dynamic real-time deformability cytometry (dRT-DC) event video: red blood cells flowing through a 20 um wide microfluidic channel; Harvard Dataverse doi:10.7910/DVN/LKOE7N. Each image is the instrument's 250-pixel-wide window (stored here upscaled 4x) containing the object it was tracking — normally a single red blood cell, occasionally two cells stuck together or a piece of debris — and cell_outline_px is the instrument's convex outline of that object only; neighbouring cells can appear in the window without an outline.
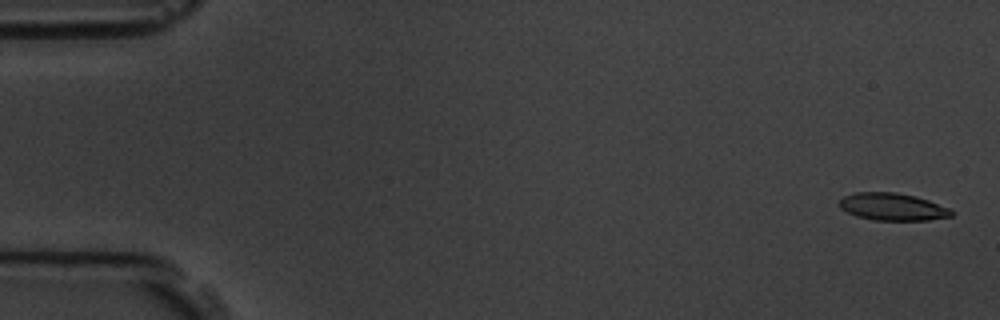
{"species": "common noctule bat (a hibernating species)", "species_latin": "Nyctalus noctula", "temperature_condition": "room temperature", "stored_images_in_passage": 3, "camera_frame_rate_fps": 3000, "um_per_image_px": 0.085, "animal": {"sex": "male", "body_mass_g": 19.5, "forearm_length_mm": 54.6}, "frame": {"image": 1, "passage_image": 1, "time_ms": 0.0, "image_size_px": [1000, 320], "cell_outline_px": [[956, 212], [952, 216], [928, 220], [876, 220], [856, 216], [840, 208], [840, 200], [844, 196], [856, 192], [896, 192], [916, 196], [928, 200], [948, 208]], "centroid_in_image_um": [75.88, 17.57], "position_along_channel_um": 9.1, "area_um2": 17.8}}